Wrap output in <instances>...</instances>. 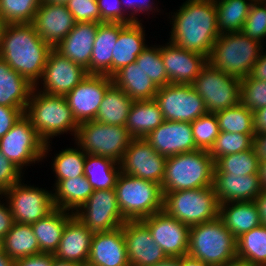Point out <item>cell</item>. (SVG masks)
<instances>
[{"mask_svg": "<svg viewBox=\"0 0 266 266\" xmlns=\"http://www.w3.org/2000/svg\"><path fill=\"white\" fill-rule=\"evenodd\" d=\"M172 16L169 41L187 51L210 56L218 30L214 0H187Z\"/></svg>", "mask_w": 266, "mask_h": 266, "instance_id": "1", "label": "cell"}, {"mask_svg": "<svg viewBox=\"0 0 266 266\" xmlns=\"http://www.w3.org/2000/svg\"><path fill=\"white\" fill-rule=\"evenodd\" d=\"M74 216L93 233L118 229L126 221L120 212L114 188L94 190Z\"/></svg>", "mask_w": 266, "mask_h": 266, "instance_id": "14", "label": "cell"}, {"mask_svg": "<svg viewBox=\"0 0 266 266\" xmlns=\"http://www.w3.org/2000/svg\"><path fill=\"white\" fill-rule=\"evenodd\" d=\"M52 49L38 35L33 23L6 24L0 39V58L34 87L39 85Z\"/></svg>", "mask_w": 266, "mask_h": 266, "instance_id": "2", "label": "cell"}, {"mask_svg": "<svg viewBox=\"0 0 266 266\" xmlns=\"http://www.w3.org/2000/svg\"><path fill=\"white\" fill-rule=\"evenodd\" d=\"M252 3H266V0H251Z\"/></svg>", "mask_w": 266, "mask_h": 266, "instance_id": "68", "label": "cell"}, {"mask_svg": "<svg viewBox=\"0 0 266 266\" xmlns=\"http://www.w3.org/2000/svg\"><path fill=\"white\" fill-rule=\"evenodd\" d=\"M143 29L140 22L120 23V33L112 52V76L121 68L134 63L137 56L147 48Z\"/></svg>", "mask_w": 266, "mask_h": 266, "instance_id": "27", "label": "cell"}, {"mask_svg": "<svg viewBox=\"0 0 266 266\" xmlns=\"http://www.w3.org/2000/svg\"><path fill=\"white\" fill-rule=\"evenodd\" d=\"M100 10L101 23H123L127 24V16L120 0H97Z\"/></svg>", "mask_w": 266, "mask_h": 266, "instance_id": "51", "label": "cell"}, {"mask_svg": "<svg viewBox=\"0 0 266 266\" xmlns=\"http://www.w3.org/2000/svg\"><path fill=\"white\" fill-rule=\"evenodd\" d=\"M167 257L187 255L190 226L170 217L164 210L141 220Z\"/></svg>", "mask_w": 266, "mask_h": 266, "instance_id": "17", "label": "cell"}, {"mask_svg": "<svg viewBox=\"0 0 266 266\" xmlns=\"http://www.w3.org/2000/svg\"><path fill=\"white\" fill-rule=\"evenodd\" d=\"M87 70L64 57L54 48L50 51L41 77L44 93L65 96L86 76Z\"/></svg>", "mask_w": 266, "mask_h": 266, "instance_id": "18", "label": "cell"}, {"mask_svg": "<svg viewBox=\"0 0 266 266\" xmlns=\"http://www.w3.org/2000/svg\"><path fill=\"white\" fill-rule=\"evenodd\" d=\"M86 153L79 148H67L56 154L52 163V170L57 178L55 186L66 179L84 176Z\"/></svg>", "mask_w": 266, "mask_h": 266, "instance_id": "42", "label": "cell"}, {"mask_svg": "<svg viewBox=\"0 0 266 266\" xmlns=\"http://www.w3.org/2000/svg\"><path fill=\"white\" fill-rule=\"evenodd\" d=\"M254 136L255 134L220 131L213 147L209 150L210 157L216 161L222 156L249 150L253 148Z\"/></svg>", "mask_w": 266, "mask_h": 266, "instance_id": "43", "label": "cell"}, {"mask_svg": "<svg viewBox=\"0 0 266 266\" xmlns=\"http://www.w3.org/2000/svg\"><path fill=\"white\" fill-rule=\"evenodd\" d=\"M120 172V164L113 159L86 154L84 176L93 190L115 188Z\"/></svg>", "mask_w": 266, "mask_h": 266, "instance_id": "37", "label": "cell"}, {"mask_svg": "<svg viewBox=\"0 0 266 266\" xmlns=\"http://www.w3.org/2000/svg\"><path fill=\"white\" fill-rule=\"evenodd\" d=\"M14 260L9 258L4 252L0 253V266H13Z\"/></svg>", "mask_w": 266, "mask_h": 266, "instance_id": "64", "label": "cell"}, {"mask_svg": "<svg viewBox=\"0 0 266 266\" xmlns=\"http://www.w3.org/2000/svg\"><path fill=\"white\" fill-rule=\"evenodd\" d=\"M254 202L258 208L261 225L266 226V190H262L255 198Z\"/></svg>", "mask_w": 266, "mask_h": 266, "instance_id": "59", "label": "cell"}, {"mask_svg": "<svg viewBox=\"0 0 266 266\" xmlns=\"http://www.w3.org/2000/svg\"><path fill=\"white\" fill-rule=\"evenodd\" d=\"M263 53L262 50L260 57L253 65L249 76L256 80L266 81V53Z\"/></svg>", "mask_w": 266, "mask_h": 266, "instance_id": "56", "label": "cell"}, {"mask_svg": "<svg viewBox=\"0 0 266 266\" xmlns=\"http://www.w3.org/2000/svg\"><path fill=\"white\" fill-rule=\"evenodd\" d=\"M22 171L16 167L0 150V197L23 177Z\"/></svg>", "mask_w": 266, "mask_h": 266, "instance_id": "50", "label": "cell"}, {"mask_svg": "<svg viewBox=\"0 0 266 266\" xmlns=\"http://www.w3.org/2000/svg\"><path fill=\"white\" fill-rule=\"evenodd\" d=\"M259 174H260L262 189L266 190V159L260 160Z\"/></svg>", "mask_w": 266, "mask_h": 266, "instance_id": "62", "label": "cell"}, {"mask_svg": "<svg viewBox=\"0 0 266 266\" xmlns=\"http://www.w3.org/2000/svg\"><path fill=\"white\" fill-rule=\"evenodd\" d=\"M118 205L126 221H138L163 210L161 185L119 173L115 185Z\"/></svg>", "mask_w": 266, "mask_h": 266, "instance_id": "7", "label": "cell"}, {"mask_svg": "<svg viewBox=\"0 0 266 266\" xmlns=\"http://www.w3.org/2000/svg\"><path fill=\"white\" fill-rule=\"evenodd\" d=\"M43 3H52L58 5H66L69 0H41Z\"/></svg>", "mask_w": 266, "mask_h": 266, "instance_id": "65", "label": "cell"}, {"mask_svg": "<svg viewBox=\"0 0 266 266\" xmlns=\"http://www.w3.org/2000/svg\"><path fill=\"white\" fill-rule=\"evenodd\" d=\"M136 64L141 66L153 83L158 87L169 84V79L160 54V45L147 47L136 59Z\"/></svg>", "mask_w": 266, "mask_h": 266, "instance_id": "45", "label": "cell"}, {"mask_svg": "<svg viewBox=\"0 0 266 266\" xmlns=\"http://www.w3.org/2000/svg\"><path fill=\"white\" fill-rule=\"evenodd\" d=\"M263 45L242 31L220 34L208 62L221 72L240 79L248 77L263 50Z\"/></svg>", "mask_w": 266, "mask_h": 266, "instance_id": "6", "label": "cell"}, {"mask_svg": "<svg viewBox=\"0 0 266 266\" xmlns=\"http://www.w3.org/2000/svg\"><path fill=\"white\" fill-rule=\"evenodd\" d=\"M192 86L202 97L207 113H216L240 103L241 79L221 72L209 62Z\"/></svg>", "mask_w": 266, "mask_h": 266, "instance_id": "10", "label": "cell"}, {"mask_svg": "<svg viewBox=\"0 0 266 266\" xmlns=\"http://www.w3.org/2000/svg\"><path fill=\"white\" fill-rule=\"evenodd\" d=\"M194 141L198 150L209 151L220 133L215 113H206L191 122Z\"/></svg>", "mask_w": 266, "mask_h": 266, "instance_id": "46", "label": "cell"}, {"mask_svg": "<svg viewBox=\"0 0 266 266\" xmlns=\"http://www.w3.org/2000/svg\"><path fill=\"white\" fill-rule=\"evenodd\" d=\"M180 266H211L204 263L199 259H195L189 255H184L180 257Z\"/></svg>", "mask_w": 266, "mask_h": 266, "instance_id": "60", "label": "cell"}, {"mask_svg": "<svg viewBox=\"0 0 266 266\" xmlns=\"http://www.w3.org/2000/svg\"><path fill=\"white\" fill-rule=\"evenodd\" d=\"M160 54L171 84L192 85L208 62L206 56L182 49L170 41L165 46L160 45Z\"/></svg>", "mask_w": 266, "mask_h": 266, "instance_id": "20", "label": "cell"}, {"mask_svg": "<svg viewBox=\"0 0 266 266\" xmlns=\"http://www.w3.org/2000/svg\"><path fill=\"white\" fill-rule=\"evenodd\" d=\"M5 26H6V23H5L4 19L2 18V16L0 15V39L3 35Z\"/></svg>", "mask_w": 266, "mask_h": 266, "instance_id": "66", "label": "cell"}, {"mask_svg": "<svg viewBox=\"0 0 266 266\" xmlns=\"http://www.w3.org/2000/svg\"><path fill=\"white\" fill-rule=\"evenodd\" d=\"M26 108H15L0 105V138H2L20 119Z\"/></svg>", "mask_w": 266, "mask_h": 266, "instance_id": "52", "label": "cell"}, {"mask_svg": "<svg viewBox=\"0 0 266 266\" xmlns=\"http://www.w3.org/2000/svg\"><path fill=\"white\" fill-rule=\"evenodd\" d=\"M242 32L249 38L263 42L266 37V3H252Z\"/></svg>", "mask_w": 266, "mask_h": 266, "instance_id": "48", "label": "cell"}, {"mask_svg": "<svg viewBox=\"0 0 266 266\" xmlns=\"http://www.w3.org/2000/svg\"><path fill=\"white\" fill-rule=\"evenodd\" d=\"M218 217L236 239L261 225L258 208L254 201L220 204Z\"/></svg>", "mask_w": 266, "mask_h": 266, "instance_id": "29", "label": "cell"}, {"mask_svg": "<svg viewBox=\"0 0 266 266\" xmlns=\"http://www.w3.org/2000/svg\"><path fill=\"white\" fill-rule=\"evenodd\" d=\"M3 252L11 259L40 254V247L31 225L14 222L2 239Z\"/></svg>", "mask_w": 266, "mask_h": 266, "instance_id": "36", "label": "cell"}, {"mask_svg": "<svg viewBox=\"0 0 266 266\" xmlns=\"http://www.w3.org/2000/svg\"><path fill=\"white\" fill-rule=\"evenodd\" d=\"M253 147L259 160L266 159V133L255 134Z\"/></svg>", "mask_w": 266, "mask_h": 266, "instance_id": "58", "label": "cell"}, {"mask_svg": "<svg viewBox=\"0 0 266 266\" xmlns=\"http://www.w3.org/2000/svg\"><path fill=\"white\" fill-rule=\"evenodd\" d=\"M1 202V200H0ZM6 204V205H5ZM0 203V238L3 239L7 232L11 229L14 220L9 205Z\"/></svg>", "mask_w": 266, "mask_h": 266, "instance_id": "55", "label": "cell"}, {"mask_svg": "<svg viewBox=\"0 0 266 266\" xmlns=\"http://www.w3.org/2000/svg\"><path fill=\"white\" fill-rule=\"evenodd\" d=\"M49 145L38 136L25 114L0 138L1 152L21 171L24 166L42 161L50 151Z\"/></svg>", "mask_w": 266, "mask_h": 266, "instance_id": "11", "label": "cell"}, {"mask_svg": "<svg viewBox=\"0 0 266 266\" xmlns=\"http://www.w3.org/2000/svg\"><path fill=\"white\" fill-rule=\"evenodd\" d=\"M145 140L165 157L198 150L190 122L164 121Z\"/></svg>", "mask_w": 266, "mask_h": 266, "instance_id": "21", "label": "cell"}, {"mask_svg": "<svg viewBox=\"0 0 266 266\" xmlns=\"http://www.w3.org/2000/svg\"><path fill=\"white\" fill-rule=\"evenodd\" d=\"M153 266H180V257H166Z\"/></svg>", "mask_w": 266, "mask_h": 266, "instance_id": "61", "label": "cell"}, {"mask_svg": "<svg viewBox=\"0 0 266 266\" xmlns=\"http://www.w3.org/2000/svg\"><path fill=\"white\" fill-rule=\"evenodd\" d=\"M53 192L22 184L11 186L3 196L16 223L32 225L55 209Z\"/></svg>", "mask_w": 266, "mask_h": 266, "instance_id": "13", "label": "cell"}, {"mask_svg": "<svg viewBox=\"0 0 266 266\" xmlns=\"http://www.w3.org/2000/svg\"><path fill=\"white\" fill-rule=\"evenodd\" d=\"M223 266H249V265H246L245 263L236 261L235 263H232V264H229V265H223Z\"/></svg>", "mask_w": 266, "mask_h": 266, "instance_id": "67", "label": "cell"}, {"mask_svg": "<svg viewBox=\"0 0 266 266\" xmlns=\"http://www.w3.org/2000/svg\"><path fill=\"white\" fill-rule=\"evenodd\" d=\"M66 5L41 3L33 21L38 35L52 48L57 46L75 26Z\"/></svg>", "mask_w": 266, "mask_h": 266, "instance_id": "22", "label": "cell"}, {"mask_svg": "<svg viewBox=\"0 0 266 266\" xmlns=\"http://www.w3.org/2000/svg\"><path fill=\"white\" fill-rule=\"evenodd\" d=\"M237 261L266 266V226L259 225L236 239Z\"/></svg>", "mask_w": 266, "mask_h": 266, "instance_id": "38", "label": "cell"}, {"mask_svg": "<svg viewBox=\"0 0 266 266\" xmlns=\"http://www.w3.org/2000/svg\"><path fill=\"white\" fill-rule=\"evenodd\" d=\"M123 235L130 266H153L167 257L141 220L125 221Z\"/></svg>", "mask_w": 266, "mask_h": 266, "instance_id": "19", "label": "cell"}, {"mask_svg": "<svg viewBox=\"0 0 266 266\" xmlns=\"http://www.w3.org/2000/svg\"><path fill=\"white\" fill-rule=\"evenodd\" d=\"M3 252V243H2V239L0 238V253Z\"/></svg>", "mask_w": 266, "mask_h": 266, "instance_id": "69", "label": "cell"}, {"mask_svg": "<svg viewBox=\"0 0 266 266\" xmlns=\"http://www.w3.org/2000/svg\"><path fill=\"white\" fill-rule=\"evenodd\" d=\"M240 102L251 111L266 106V81L250 76L241 79Z\"/></svg>", "mask_w": 266, "mask_h": 266, "instance_id": "47", "label": "cell"}, {"mask_svg": "<svg viewBox=\"0 0 266 266\" xmlns=\"http://www.w3.org/2000/svg\"><path fill=\"white\" fill-rule=\"evenodd\" d=\"M120 33V23H100L90 59V74L112 77V52Z\"/></svg>", "mask_w": 266, "mask_h": 266, "instance_id": "28", "label": "cell"}, {"mask_svg": "<svg viewBox=\"0 0 266 266\" xmlns=\"http://www.w3.org/2000/svg\"><path fill=\"white\" fill-rule=\"evenodd\" d=\"M66 7L72 13L76 23H101V15L97 0H69L66 3Z\"/></svg>", "mask_w": 266, "mask_h": 266, "instance_id": "49", "label": "cell"}, {"mask_svg": "<svg viewBox=\"0 0 266 266\" xmlns=\"http://www.w3.org/2000/svg\"><path fill=\"white\" fill-rule=\"evenodd\" d=\"M54 191L52 194L55 208L75 213L94 190L85 176H78L61 180Z\"/></svg>", "mask_w": 266, "mask_h": 266, "instance_id": "34", "label": "cell"}, {"mask_svg": "<svg viewBox=\"0 0 266 266\" xmlns=\"http://www.w3.org/2000/svg\"><path fill=\"white\" fill-rule=\"evenodd\" d=\"M41 0H0V15L6 24L33 23Z\"/></svg>", "mask_w": 266, "mask_h": 266, "instance_id": "44", "label": "cell"}, {"mask_svg": "<svg viewBox=\"0 0 266 266\" xmlns=\"http://www.w3.org/2000/svg\"><path fill=\"white\" fill-rule=\"evenodd\" d=\"M154 100L164 121L192 122L207 113L202 97L192 85L166 84L158 88Z\"/></svg>", "mask_w": 266, "mask_h": 266, "instance_id": "12", "label": "cell"}, {"mask_svg": "<svg viewBox=\"0 0 266 266\" xmlns=\"http://www.w3.org/2000/svg\"><path fill=\"white\" fill-rule=\"evenodd\" d=\"M112 84V77L88 74L64 96L78 124L95 120L103 96Z\"/></svg>", "mask_w": 266, "mask_h": 266, "instance_id": "16", "label": "cell"}, {"mask_svg": "<svg viewBox=\"0 0 266 266\" xmlns=\"http://www.w3.org/2000/svg\"><path fill=\"white\" fill-rule=\"evenodd\" d=\"M120 2L122 7L124 6V12L127 15V24L141 22V20H138V18L135 17L137 16L136 13H149L148 11H155V8H153V2L151 3V0H120ZM127 12H129V14Z\"/></svg>", "mask_w": 266, "mask_h": 266, "instance_id": "53", "label": "cell"}, {"mask_svg": "<svg viewBox=\"0 0 266 266\" xmlns=\"http://www.w3.org/2000/svg\"><path fill=\"white\" fill-rule=\"evenodd\" d=\"M212 186L219 204L254 201L263 190L260 175L214 173Z\"/></svg>", "mask_w": 266, "mask_h": 266, "instance_id": "25", "label": "cell"}, {"mask_svg": "<svg viewBox=\"0 0 266 266\" xmlns=\"http://www.w3.org/2000/svg\"><path fill=\"white\" fill-rule=\"evenodd\" d=\"M112 81L134 101L153 100L158 91V87L136 62L117 71L112 76Z\"/></svg>", "mask_w": 266, "mask_h": 266, "instance_id": "31", "label": "cell"}, {"mask_svg": "<svg viewBox=\"0 0 266 266\" xmlns=\"http://www.w3.org/2000/svg\"><path fill=\"white\" fill-rule=\"evenodd\" d=\"M34 85L0 58V105L26 108Z\"/></svg>", "mask_w": 266, "mask_h": 266, "instance_id": "30", "label": "cell"}, {"mask_svg": "<svg viewBox=\"0 0 266 266\" xmlns=\"http://www.w3.org/2000/svg\"><path fill=\"white\" fill-rule=\"evenodd\" d=\"M253 121L256 134L266 133V106L253 112Z\"/></svg>", "mask_w": 266, "mask_h": 266, "instance_id": "57", "label": "cell"}, {"mask_svg": "<svg viewBox=\"0 0 266 266\" xmlns=\"http://www.w3.org/2000/svg\"><path fill=\"white\" fill-rule=\"evenodd\" d=\"M166 159L167 157L155 151L145 139H132L119 163L120 171L161 185Z\"/></svg>", "mask_w": 266, "mask_h": 266, "instance_id": "15", "label": "cell"}, {"mask_svg": "<svg viewBox=\"0 0 266 266\" xmlns=\"http://www.w3.org/2000/svg\"><path fill=\"white\" fill-rule=\"evenodd\" d=\"M134 100L112 84L105 92L95 120L108 125L125 126Z\"/></svg>", "mask_w": 266, "mask_h": 266, "instance_id": "35", "label": "cell"}, {"mask_svg": "<svg viewBox=\"0 0 266 266\" xmlns=\"http://www.w3.org/2000/svg\"><path fill=\"white\" fill-rule=\"evenodd\" d=\"M93 235L94 233L73 215L65 225L54 257L79 265L87 263Z\"/></svg>", "mask_w": 266, "mask_h": 266, "instance_id": "26", "label": "cell"}, {"mask_svg": "<svg viewBox=\"0 0 266 266\" xmlns=\"http://www.w3.org/2000/svg\"><path fill=\"white\" fill-rule=\"evenodd\" d=\"M37 88L39 86L33 88L24 114L30 119L38 136L49 143L50 138L70 131L75 138L79 124L65 97L44 93Z\"/></svg>", "mask_w": 266, "mask_h": 266, "instance_id": "3", "label": "cell"}, {"mask_svg": "<svg viewBox=\"0 0 266 266\" xmlns=\"http://www.w3.org/2000/svg\"><path fill=\"white\" fill-rule=\"evenodd\" d=\"M260 160L253 148L222 156L215 161L214 173L260 175Z\"/></svg>", "mask_w": 266, "mask_h": 266, "instance_id": "40", "label": "cell"}, {"mask_svg": "<svg viewBox=\"0 0 266 266\" xmlns=\"http://www.w3.org/2000/svg\"><path fill=\"white\" fill-rule=\"evenodd\" d=\"M73 215L72 212L55 208L47 216L31 225L41 253L54 254L59 246L65 225Z\"/></svg>", "mask_w": 266, "mask_h": 266, "instance_id": "33", "label": "cell"}, {"mask_svg": "<svg viewBox=\"0 0 266 266\" xmlns=\"http://www.w3.org/2000/svg\"><path fill=\"white\" fill-rule=\"evenodd\" d=\"M187 255L211 266L235 263L236 238L219 217L190 226Z\"/></svg>", "mask_w": 266, "mask_h": 266, "instance_id": "4", "label": "cell"}, {"mask_svg": "<svg viewBox=\"0 0 266 266\" xmlns=\"http://www.w3.org/2000/svg\"><path fill=\"white\" fill-rule=\"evenodd\" d=\"M220 131L242 134H256L254 131L253 111L241 102L216 112Z\"/></svg>", "mask_w": 266, "mask_h": 266, "instance_id": "41", "label": "cell"}, {"mask_svg": "<svg viewBox=\"0 0 266 266\" xmlns=\"http://www.w3.org/2000/svg\"><path fill=\"white\" fill-rule=\"evenodd\" d=\"M53 254L40 253L14 260L13 266H52Z\"/></svg>", "mask_w": 266, "mask_h": 266, "instance_id": "54", "label": "cell"}, {"mask_svg": "<svg viewBox=\"0 0 266 266\" xmlns=\"http://www.w3.org/2000/svg\"><path fill=\"white\" fill-rule=\"evenodd\" d=\"M220 34L240 32L252 5L251 0H214Z\"/></svg>", "mask_w": 266, "mask_h": 266, "instance_id": "39", "label": "cell"}, {"mask_svg": "<svg viewBox=\"0 0 266 266\" xmlns=\"http://www.w3.org/2000/svg\"><path fill=\"white\" fill-rule=\"evenodd\" d=\"M87 263L93 266H130L123 225L108 232H95Z\"/></svg>", "mask_w": 266, "mask_h": 266, "instance_id": "23", "label": "cell"}, {"mask_svg": "<svg viewBox=\"0 0 266 266\" xmlns=\"http://www.w3.org/2000/svg\"><path fill=\"white\" fill-rule=\"evenodd\" d=\"M52 266H80L78 263L62 260L59 258L54 257L53 255V263Z\"/></svg>", "mask_w": 266, "mask_h": 266, "instance_id": "63", "label": "cell"}, {"mask_svg": "<svg viewBox=\"0 0 266 266\" xmlns=\"http://www.w3.org/2000/svg\"><path fill=\"white\" fill-rule=\"evenodd\" d=\"M132 139L125 126L92 120L79 124L74 140L86 154L107 157L120 163Z\"/></svg>", "mask_w": 266, "mask_h": 266, "instance_id": "9", "label": "cell"}, {"mask_svg": "<svg viewBox=\"0 0 266 266\" xmlns=\"http://www.w3.org/2000/svg\"><path fill=\"white\" fill-rule=\"evenodd\" d=\"M80 266H93V265H91V264H89V263H84V264H82V265H80Z\"/></svg>", "mask_w": 266, "mask_h": 266, "instance_id": "70", "label": "cell"}, {"mask_svg": "<svg viewBox=\"0 0 266 266\" xmlns=\"http://www.w3.org/2000/svg\"><path fill=\"white\" fill-rule=\"evenodd\" d=\"M214 169L215 161L206 150L169 156L161 183L162 193L212 186Z\"/></svg>", "mask_w": 266, "mask_h": 266, "instance_id": "5", "label": "cell"}, {"mask_svg": "<svg viewBox=\"0 0 266 266\" xmlns=\"http://www.w3.org/2000/svg\"><path fill=\"white\" fill-rule=\"evenodd\" d=\"M99 24L98 22L75 23L73 29L54 49L90 74V59Z\"/></svg>", "mask_w": 266, "mask_h": 266, "instance_id": "24", "label": "cell"}, {"mask_svg": "<svg viewBox=\"0 0 266 266\" xmlns=\"http://www.w3.org/2000/svg\"><path fill=\"white\" fill-rule=\"evenodd\" d=\"M164 122L158 103L153 100L134 101L125 124L133 139H145Z\"/></svg>", "mask_w": 266, "mask_h": 266, "instance_id": "32", "label": "cell"}, {"mask_svg": "<svg viewBox=\"0 0 266 266\" xmlns=\"http://www.w3.org/2000/svg\"><path fill=\"white\" fill-rule=\"evenodd\" d=\"M163 210L178 221L193 226L216 219L219 201L213 186L163 193Z\"/></svg>", "mask_w": 266, "mask_h": 266, "instance_id": "8", "label": "cell"}]
</instances>
